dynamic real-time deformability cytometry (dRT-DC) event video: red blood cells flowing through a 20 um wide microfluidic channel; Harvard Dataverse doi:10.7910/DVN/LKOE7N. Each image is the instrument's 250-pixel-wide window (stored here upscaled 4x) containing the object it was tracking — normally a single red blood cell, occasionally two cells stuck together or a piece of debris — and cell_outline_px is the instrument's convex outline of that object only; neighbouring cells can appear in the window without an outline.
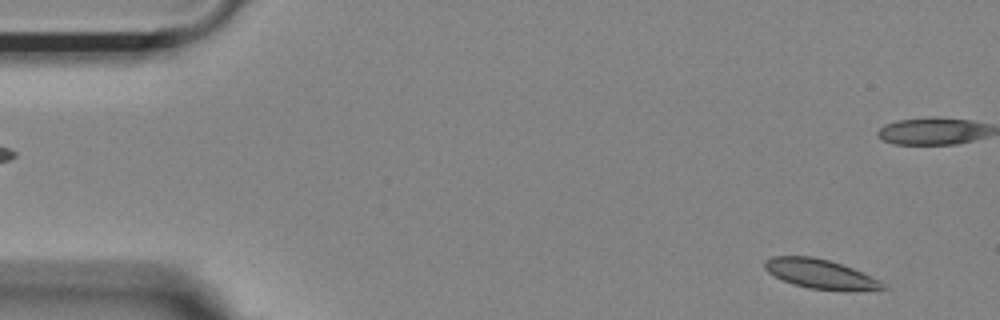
{"species": "Egyptian fruit bat (a non-hibernating species)", "species_latin": "Rousettus aegyptiacus", "temperature_condition": "room temperature", "stored_images_in_passage": 11, "camera_frame_rate_fps": 3000, "um_per_image_px": 0.085, "animal": {"sex": "female"}, "frame": {"image": 1, "passage_image": 1, "time_ms": 0.0, "image_size_px": [1000, 320], "cell_outline_px": [[888, 288], [880, 292], [848, 292], [808, 288], [792, 284], [768, 272], [764, 268], [764, 260], [772, 256], [812, 256], [828, 260], [852, 268], [880, 280]], "centroid_in_image_um": [69.84, 23.33], "position_along_channel_um": 15.2, "area_um2": 20.81}}